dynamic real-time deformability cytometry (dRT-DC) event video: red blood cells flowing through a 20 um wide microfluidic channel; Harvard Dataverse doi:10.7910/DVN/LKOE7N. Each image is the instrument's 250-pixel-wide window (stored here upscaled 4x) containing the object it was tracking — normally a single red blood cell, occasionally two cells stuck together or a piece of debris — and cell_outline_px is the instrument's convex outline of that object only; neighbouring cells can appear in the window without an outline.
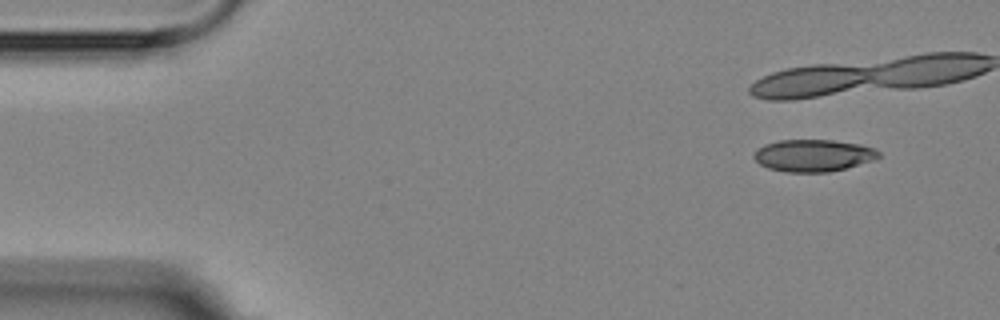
{"species": "Egyptian fruit bat (a non-hibernating species)", "species_latin": "Rousettus aegyptiacus", "temperature_condition": "room temperature", "stored_images_in_passage": 5, "camera_frame_rate_fps": 3000, "um_per_image_px": 0.085, "animal": {"sex": "female"}, "frame": {"image": 1, "passage_image": 1, "time_ms": 0.0, "image_size_px": [1000, 320], "cell_outline_px": [[880, 156], [876, 160], [828, 172], [784, 172], [768, 168], [760, 164], [752, 156], [756, 148], [764, 144], [780, 140], [832, 140], [860, 144], [872, 148], [880, 152]], "centroid_in_image_um": [69.11, 13.21], "position_along_channel_um": 15.9, "area_um2": 23.41}}
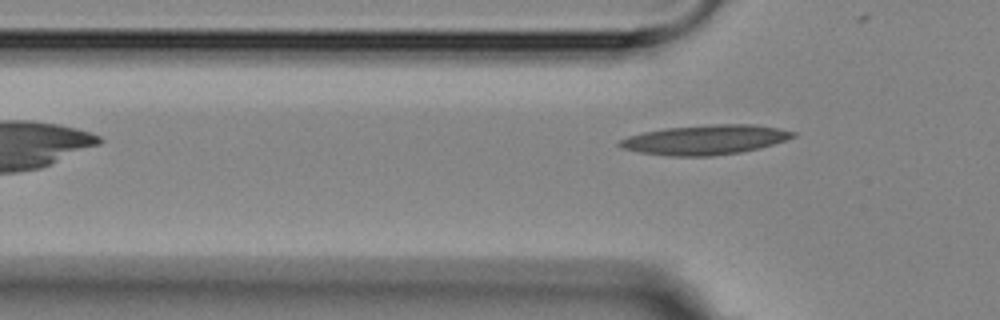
{"frame": {"image": 2, "passage_image": 5, "time_ms": 5.667, "image_size_px": [1000, 320], "cell_outline_px": [[796, 136], [760, 148], [740, 152], [712, 156], [672, 156], [640, 152], [620, 148], [616, 144], [620, 140], [628, 136], [644, 132], [664, 128], [712, 124], [756, 124], [780, 128], [796, 132]], "centroid_in_image_um": [59.94, 11.87], "position_along_channel_um": 65.9, "area_um2": 30.0}}